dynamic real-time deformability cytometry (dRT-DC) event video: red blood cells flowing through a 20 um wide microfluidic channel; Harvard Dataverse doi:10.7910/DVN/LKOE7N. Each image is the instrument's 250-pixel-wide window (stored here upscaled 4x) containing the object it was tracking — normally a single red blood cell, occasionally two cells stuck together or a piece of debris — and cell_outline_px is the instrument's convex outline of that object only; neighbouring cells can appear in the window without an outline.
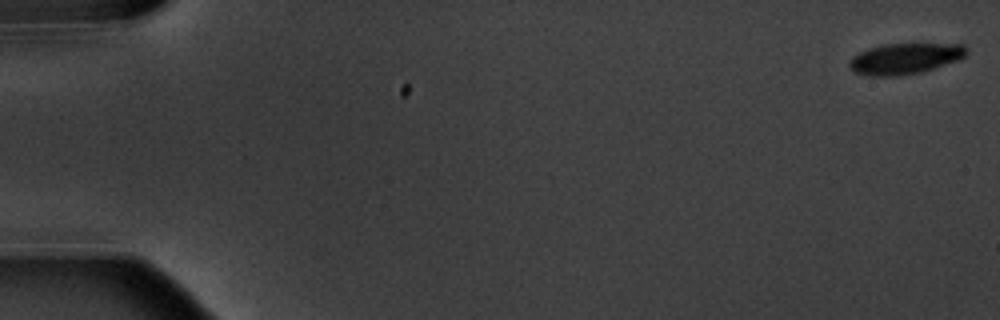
{"species": "common noctule bat (a hibernating species)", "species_latin": "Nyctalus noctula", "temperature_condition": "warm", "stored_images_in_passage": 7, "camera_frame_rate_fps": 3000, "um_per_image_px": 0.085, "animal": {"sex": "male", "body_mass_g": 20.1, "forearm_length_mm": 53.5}, "frame": {"image": 1, "passage_image": 1, "time_ms": 0.0, "image_size_px": [1000, 320], "cell_outline_px": [[968, 52], [964, 56], [956, 60], [920, 72], [900, 76], [868, 76], [856, 72], [848, 68], [848, 60], [852, 56], [868, 48], [884, 44], [964, 44], [968, 48]], "centroid_in_image_um": [76.86, 4.98], "position_along_channel_um": 8.1, "area_um2": 21.04}}
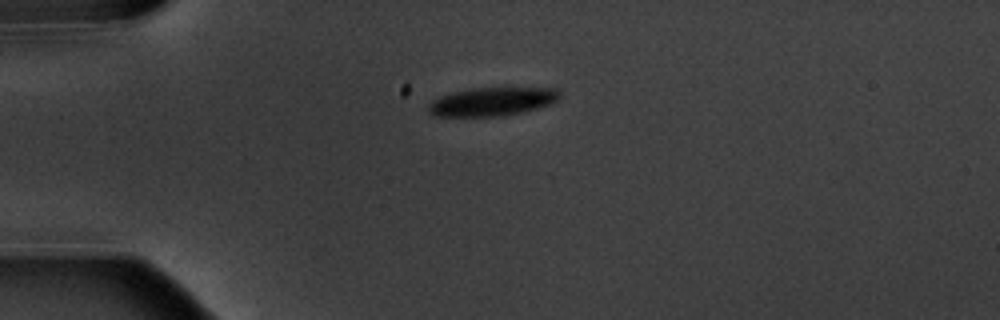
{"frame": {"image": 2, "passage_image": 5, "time_ms": 4.667, "image_size_px": [1000, 320], "cell_outline_px": [[560, 100], [552, 104], [504, 116], [432, 116], [428, 112], [428, 104], [432, 100], [440, 96], [456, 92], [476, 88], [556, 88], [560, 92]], "centroid_in_image_um": [41.85, 8.64], "position_along_channel_um": 43.2, "area_um2": 21.73}}